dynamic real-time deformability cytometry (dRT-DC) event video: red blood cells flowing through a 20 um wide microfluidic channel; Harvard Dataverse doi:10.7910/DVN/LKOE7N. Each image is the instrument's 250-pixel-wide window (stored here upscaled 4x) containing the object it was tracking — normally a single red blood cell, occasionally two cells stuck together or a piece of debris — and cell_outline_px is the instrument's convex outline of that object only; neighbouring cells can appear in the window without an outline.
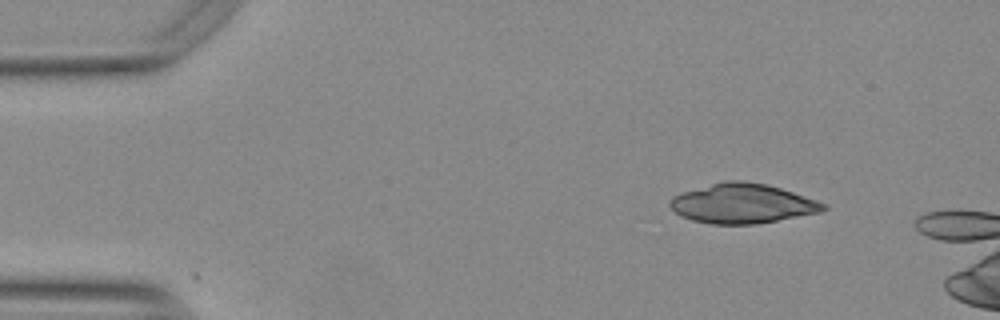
{"species": "Egyptian fruit bat (a non-hibernating species)", "species_latin": "Rousettus aegyptiacus", "temperature_condition": "warm", "stored_images_in_passage": 2, "camera_frame_rate_fps": 3000, "um_per_image_px": 0.085, "animal": {"sex": "female"}, "frame": {"image": 1, "passage_image": 1, "time_ms": 0.0, "image_size_px": [1000, 320], "cell_outline_px": [[828, 208], [820, 212], [756, 224], [712, 224], [692, 220], [680, 216], [668, 204], [672, 196], [684, 192], [712, 184], [728, 180], [740, 180], [764, 184], [780, 188], [816, 200], [824, 204]], "centroid_in_image_um": [63.08, 17.31], "position_along_channel_um": 21.9, "area_um2": 34.91}}